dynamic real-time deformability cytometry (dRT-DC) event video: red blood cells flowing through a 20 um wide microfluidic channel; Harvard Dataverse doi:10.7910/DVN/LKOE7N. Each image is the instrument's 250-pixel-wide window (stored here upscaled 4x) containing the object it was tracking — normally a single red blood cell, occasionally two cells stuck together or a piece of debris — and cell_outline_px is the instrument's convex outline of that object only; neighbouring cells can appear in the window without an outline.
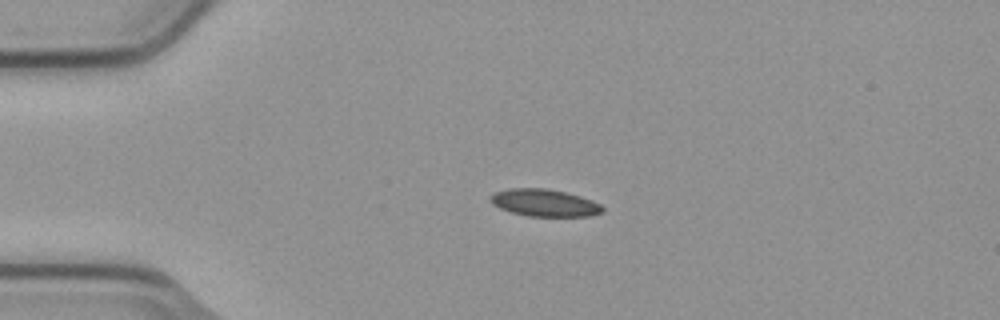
{"species": "common noctule bat (a hibernating species)", "species_latin": "Nyctalus noctula", "temperature_condition": "cold", "stored_images_in_passage": 2, "camera_frame_rate_fps": 3000, "um_per_image_px": 0.085, "animal": {"sex": "male", "body_mass_g": 23.1, "forearm_length_mm": 52.7}, "frame": {"image": 1, "passage_image": 1, "time_ms": 0.0, "image_size_px": [1000, 320], "cell_outline_px": [[604, 212], [592, 216], [528, 216], [512, 212], [500, 208], [492, 204], [488, 200], [488, 196], [496, 192], [508, 188], [548, 188], [580, 196], [592, 200], [600, 204], [604, 208]], "centroid_in_image_um": [46.27, 17.23], "position_along_channel_um": 38.7, "area_um2": 17.92}}